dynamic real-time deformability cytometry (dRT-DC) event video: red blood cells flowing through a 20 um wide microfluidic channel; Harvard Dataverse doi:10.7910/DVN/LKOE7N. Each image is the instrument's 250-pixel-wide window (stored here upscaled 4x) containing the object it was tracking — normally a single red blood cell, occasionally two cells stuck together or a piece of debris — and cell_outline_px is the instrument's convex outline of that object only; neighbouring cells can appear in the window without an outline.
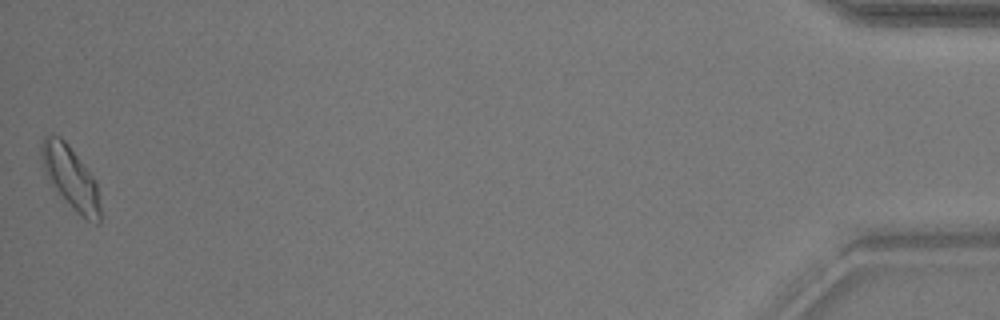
{"species": "common noctule bat (a hibernating species)", "species_latin": "Nyctalus noctula", "temperature_condition": "warm", "stored_images_in_passage": 38, "camera_frame_rate_fps": 3000, "um_per_image_px": 0.085, "animal": {"sex": "male", "body_mass_g": 17.9}, "frame": {"image": 1, "passage_image": 38, "time_ms": 12.333, "image_size_px": [1000, 320], "cell_outline_px": [[100, 224], [96, 224], [84, 220], [56, 192], [44, 172], [40, 156], [40, 144], [44, 136], [48, 132], [60, 136], [68, 144], [96, 180], [100, 208]], "centroid_in_image_um": [5.97, 15.09], "position_along_channel_um": 429.2, "area_um2": 21.91}, "authors_computed_cell_mechanics": {"area_um2": 17.5134, "velocity_mm_per_s": 3.832, "shape_relaxation_time_tau1_ms": 4.2196, "shape_relaxation_time_tau2_ms": 3.169, "deformation_change_tau1": 0.1367, "deformation_change_tau2": 0.0831}}